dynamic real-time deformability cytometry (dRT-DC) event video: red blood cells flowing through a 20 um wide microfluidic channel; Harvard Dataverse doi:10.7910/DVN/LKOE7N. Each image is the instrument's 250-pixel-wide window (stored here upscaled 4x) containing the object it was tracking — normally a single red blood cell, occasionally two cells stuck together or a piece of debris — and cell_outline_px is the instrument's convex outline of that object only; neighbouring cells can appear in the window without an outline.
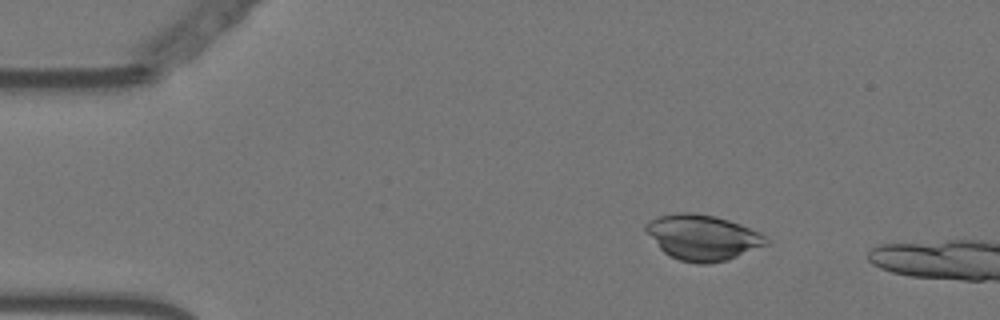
{"species": "Egyptian fruit bat (a non-hibernating species)", "species_latin": "Rousettus aegyptiacus", "temperature_condition": "warm", "stored_images_in_passage": 52, "camera_frame_rate_fps": 3000, "um_per_image_px": 0.085, "animal": {"sex": "female"}, "frame": {"image": 1, "passage_image": 9, "time_ms": 2.667, "image_size_px": [1000, 320], "cell_outline_px": [[768, 244], [728, 260], [708, 264], [696, 264], [680, 260], [664, 252], [660, 248], [644, 228], [644, 224], [648, 220], [660, 216], [676, 212], [696, 212], [716, 216], [740, 224], [760, 232], [768, 240]], "centroid_in_image_um": [59.72, 20.17], "position_along_channel_um": 25.3, "area_um2": 31.85}}
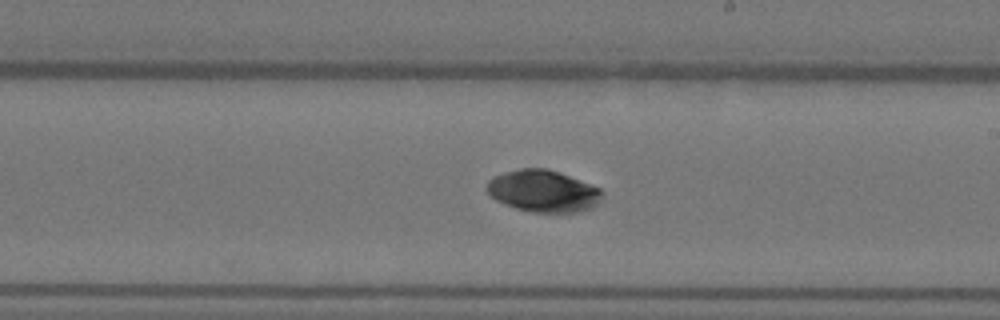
{"frame": {"image": 2, "passage_image": 33, "time_ms": 10.667, "image_size_px": [1000, 320], "cell_outline_px": [[600, 200], [592, 208], [580, 212], [532, 212], [516, 208], [504, 204], [496, 200], [488, 192], [488, 180], [492, 176], [504, 172], [520, 168], [544, 168], [560, 172], [600, 188]], "centroid_in_image_um": [46.15, 16.23], "position_along_channel_um": 242.8, "area_um2": 27.98}}
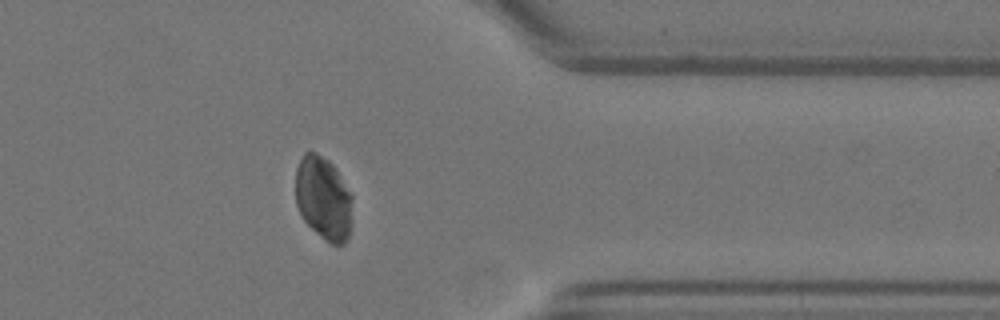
{"frame": {"image": 3, "passage_image": 46, "time_ms": 15.0, "image_size_px": [1000, 320], "cell_outline_px": [[352, 220], [348, 240], [344, 244], [332, 244], [324, 240], [304, 220], [296, 204], [296, 168], [304, 152], [316, 152], [328, 160], [336, 168], [352, 196]], "centroid_in_image_um": [27.51, 16.86], "position_along_channel_um": 383.9, "area_um2": 27.8}, "authors_computed_cell_mechanics": {"area_um2": 28.4087, "velocity_mm_per_s": 3.5664, "shape_relaxation_time_tau1_ms": 2.9003, "shape_relaxation_time_tau2_ms": null, "deformation_change_tau1": 0.0861, "deformation_change_tau2": null}}